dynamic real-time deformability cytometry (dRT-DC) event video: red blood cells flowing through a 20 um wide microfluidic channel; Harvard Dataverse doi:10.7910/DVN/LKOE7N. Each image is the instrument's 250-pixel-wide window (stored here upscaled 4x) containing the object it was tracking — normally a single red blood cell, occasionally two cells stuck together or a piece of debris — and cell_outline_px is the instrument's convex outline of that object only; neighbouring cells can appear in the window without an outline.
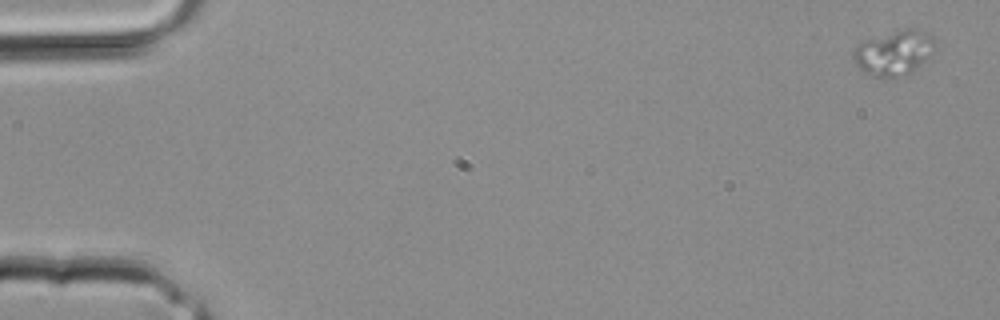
{"species": "common noctule bat (a hibernating species)", "species_latin": "Nyctalus noctula", "temperature_condition": "room temperature", "stored_images_in_passage": 3, "camera_frame_rate_fps": 3000, "um_per_image_px": 0.085, "animal": {"sex": "male", "body_mass_g": 20.4}, "frame": {"image": 1, "passage_image": 1, "time_ms": 0.0, "image_size_px": [1000, 320], "cell_outline_px": [[936, 44], [932, 52], [912, 72], [880, 80], [864, 72], [856, 64], [852, 56], [852, 52], [860, 44], [868, 40], [904, 28], [912, 28], [928, 32], [936, 40]], "centroid_in_image_um": [76.0, 4.5], "position_along_channel_um": 9.0, "area_um2": 21.15}}
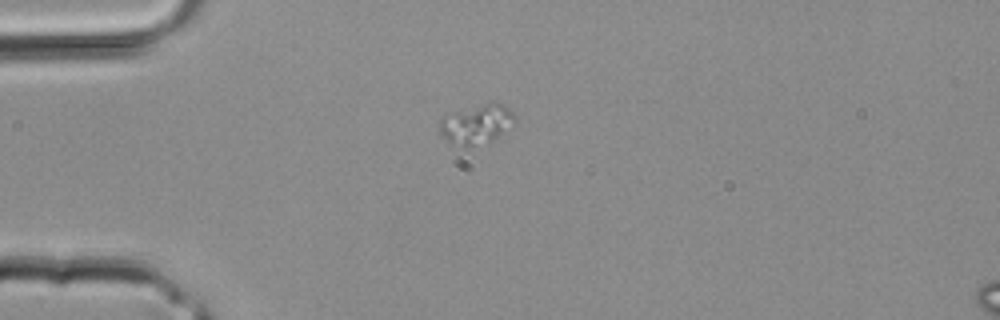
{"frame": {"image": 2, "passage_image": 3, "time_ms": 0.667, "image_size_px": [1000, 320], "cell_outline_px": [[516, 124], [492, 140], [468, 148], [464, 148], [452, 144], [440, 132], [440, 120], [444, 116], [456, 112], [484, 104], [504, 104], [516, 116]], "centroid_in_image_um": [40.54, 10.6], "position_along_channel_um": 44.5, "area_um2": 17.05}}